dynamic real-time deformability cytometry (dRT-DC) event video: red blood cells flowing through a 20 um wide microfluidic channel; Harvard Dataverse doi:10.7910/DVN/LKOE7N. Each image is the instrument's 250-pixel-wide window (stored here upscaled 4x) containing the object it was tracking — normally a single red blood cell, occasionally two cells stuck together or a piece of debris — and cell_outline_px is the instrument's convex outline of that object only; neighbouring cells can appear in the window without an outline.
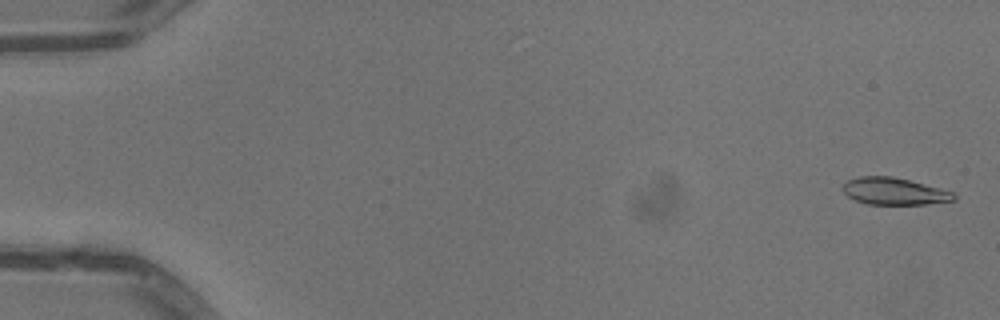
{"species": "common noctule bat (a hibernating species)", "species_latin": "Nyctalus noctula", "temperature_condition": "warm", "stored_images_in_passage": 52, "camera_frame_rate_fps": 3000, "um_per_image_px": 0.085, "animal": {"sex": "male", "body_mass_g": 13.3}, "frame": {"image": 1, "passage_image": 2, "time_ms": 0.333, "image_size_px": [1000, 320], "cell_outline_px": [[956, 200], [928, 204], [868, 204], [856, 200], [848, 196], [840, 188], [848, 180], [860, 176], [892, 176], [940, 188], [952, 192], [956, 196]], "centroid_in_image_um": [76.0, 16.26], "position_along_channel_um": 9.0, "area_um2": 17.4}}
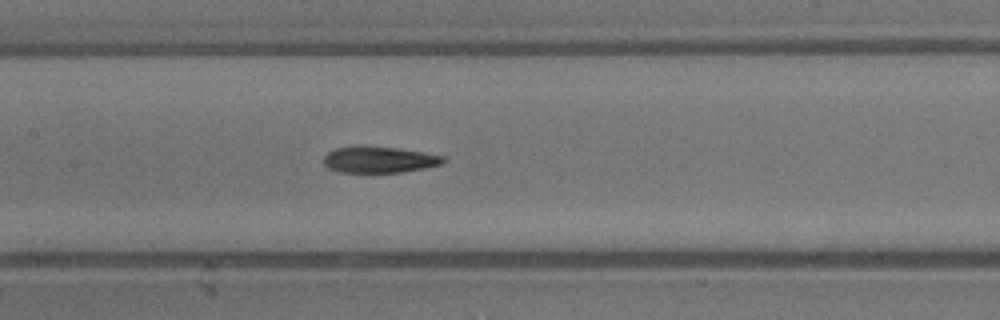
{"frame": {"image": 2, "passage_image": 26, "time_ms": 8.333, "image_size_px": [1000, 320], "cell_outline_px": [[448, 160], [440, 164], [424, 168], [400, 172], [340, 172], [328, 168], [324, 164], [324, 156], [328, 152], [336, 148], [352, 144], [396, 148], [444, 156]], "centroid_in_image_um": [32.18, 13.55], "position_along_channel_um": 175.2, "area_um2": 18.44}}
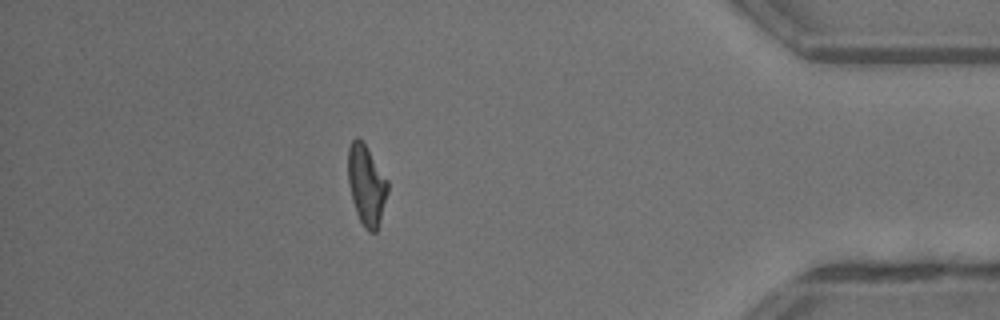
{"frame": {"image": 3, "passage_image": 46, "time_ms": 15.0, "image_size_px": [1000, 320], "cell_outline_px": [[388, 192], [380, 220], [376, 232], [368, 232], [364, 228], [356, 212], [352, 200], [348, 180], [348, 148], [352, 140], [356, 136], [364, 144], [388, 180]], "centroid_in_image_um": [31.14, 15.75], "position_along_channel_um": 404.1, "area_um2": 18.32}, "authors_computed_cell_mechanics": {"area_um2": 18.7272, "velocity_mm_per_s": 4.0797, "shape_relaxation_time_tau1_ms": null, "shape_relaxation_time_tau2_ms": 4.3218, "deformation_change_tau1": null, "deformation_change_tau2": 0.1282}}